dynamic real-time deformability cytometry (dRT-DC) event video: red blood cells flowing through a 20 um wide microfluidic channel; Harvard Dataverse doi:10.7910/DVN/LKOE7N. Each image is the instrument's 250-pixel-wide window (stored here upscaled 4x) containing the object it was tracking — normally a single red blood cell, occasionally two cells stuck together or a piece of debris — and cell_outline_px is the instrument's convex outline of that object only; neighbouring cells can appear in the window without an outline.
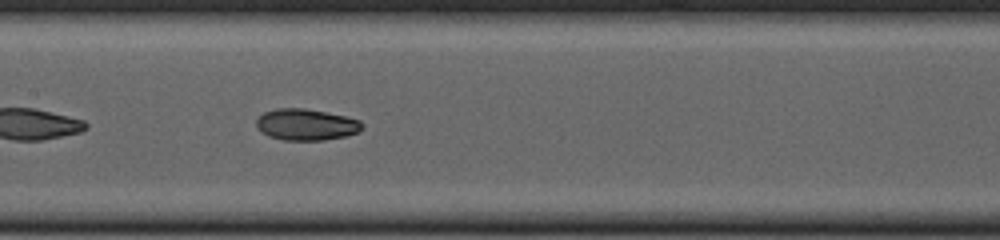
{"species": "common noctule bat (a hibernating species)", "species_latin": "Nyctalus noctula", "temperature_condition": "cold", "stored_images_in_passage": 35, "camera_frame_rate_fps": 3000, "um_per_image_px": 0.085, "animal": {"sex": "female", "body_mass_g": 23.0, "forearm_length_mm": 53.4}, "frame": {"image": 1, "passage_image": 11, "time_ms": 3.333, "image_size_px": [1000, 240], "cell_outline_px": [[364, 128], [360, 132], [348, 136], [324, 140], [284, 140], [268, 136], [256, 124], [256, 120], [264, 112], [276, 108], [304, 108], [344, 116], [360, 120], [364, 124]], "centroid_in_image_um": [26.08, 10.59], "position_along_channel_um": 181.3, "area_um2": 19.36}, "authors_computed_cell_mechanics": {"area_um2": 19.363, "velocity_mm_per_s": 3.7551, "shape_relaxation_time_tau1_ms": 5.5123, "shape_relaxation_time_tau2_ms": 2.7137, "deformation_change_tau1": 0.149, "deformation_change_tau2": 0.0556}}